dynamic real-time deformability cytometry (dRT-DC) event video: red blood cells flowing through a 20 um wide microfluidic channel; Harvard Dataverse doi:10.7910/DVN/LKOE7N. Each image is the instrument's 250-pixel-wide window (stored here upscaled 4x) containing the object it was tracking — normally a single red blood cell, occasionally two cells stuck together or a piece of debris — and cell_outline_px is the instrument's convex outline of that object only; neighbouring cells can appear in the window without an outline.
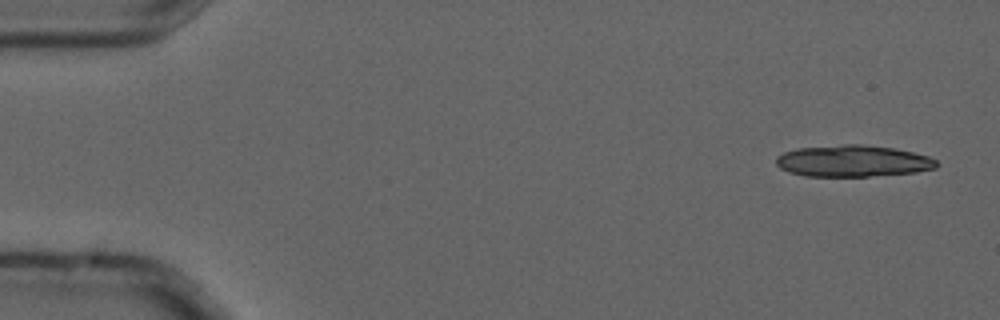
{"species": "common noctule bat (a hibernating species)", "species_latin": "Nyctalus noctula", "temperature_condition": "cold", "stored_images_in_passage": 6, "camera_frame_rate_fps": 3000, "um_per_image_px": 0.085, "animal": {"sex": "male", "forearm_length_mm": 52.5}, "frame": {"image": 1, "passage_image": 1, "time_ms": 0.0, "image_size_px": [1000, 320], "cell_outline_px": [[940, 164], [936, 168], [916, 172], [868, 176], [804, 176], [788, 172], [780, 168], [776, 164], [776, 156], [784, 152], [796, 148], [844, 144], [860, 144], [896, 148], [928, 156], [936, 160]], "centroid_in_image_um": [72.49, 13.68], "position_along_channel_um": 12.5, "area_um2": 29.71}}
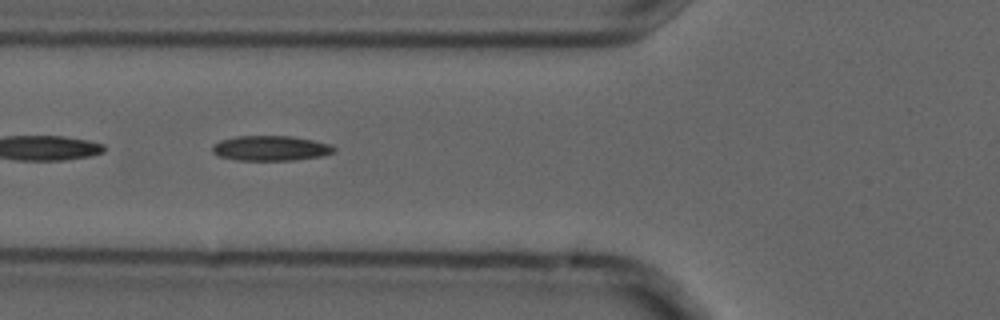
{"frame": {"image": 2, "passage_image": 5, "time_ms": 1.333, "image_size_px": [1000, 320], "cell_outline_px": [[336, 148], [332, 152], [324, 156], [296, 160], [236, 160], [220, 156], [212, 152], [212, 148], [220, 140], [236, 136], [292, 136], [332, 144]], "centroid_in_image_um": [23.04, 12.6], "position_along_channel_um": 102.8, "area_um2": 17.74}}